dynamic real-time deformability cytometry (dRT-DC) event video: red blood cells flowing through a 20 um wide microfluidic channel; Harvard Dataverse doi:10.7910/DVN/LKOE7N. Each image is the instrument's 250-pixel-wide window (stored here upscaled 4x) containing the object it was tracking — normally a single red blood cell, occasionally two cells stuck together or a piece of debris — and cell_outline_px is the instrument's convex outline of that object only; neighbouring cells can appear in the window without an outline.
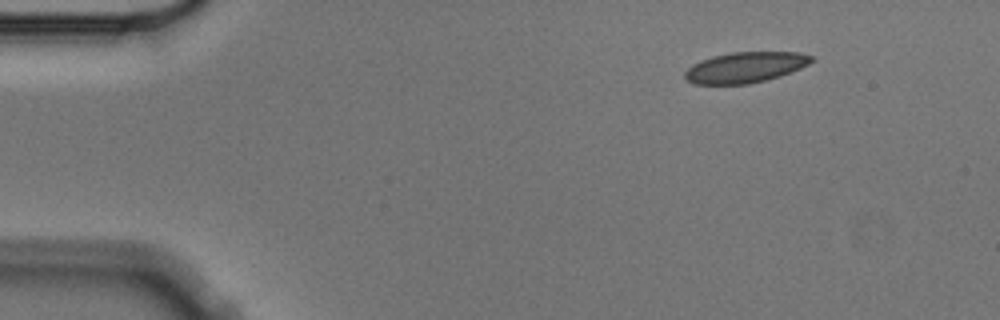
{"species": "Egyptian fruit bat (a non-hibernating species)", "species_latin": "Rousettus aegyptiacus", "temperature_condition": "cold", "stored_images_in_passage": 4, "camera_frame_rate_fps": 3000, "um_per_image_px": 0.085, "animal": {"sex": "male"}, "frame": {"image": 1, "passage_image": 1, "time_ms": 0.0, "image_size_px": [1000, 320], "cell_outline_px": [[816, 60], [800, 68], [780, 76], [768, 80], [748, 84], [692, 84], [684, 76], [684, 72], [692, 64], [700, 60], [712, 56], [732, 52], [800, 52], [812, 56]], "centroid_in_image_um": [63.35, 5.72], "position_along_channel_um": 21.7, "area_um2": 22.77}}
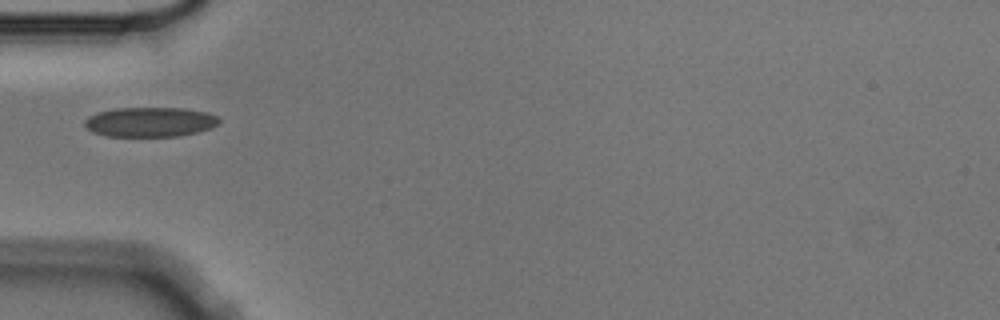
{"frame": {"image": 2, "passage_image": 4, "time_ms": 1.0, "image_size_px": [1000, 320], "cell_outline_px": [[220, 120], [212, 128], [180, 136], [104, 136], [92, 132], [84, 124], [84, 120], [88, 116], [96, 112], [112, 108], [184, 108], [208, 112], [216, 116]], "centroid_in_image_um": [12.72, 10.36], "position_along_channel_um": 72.3, "area_um2": 23.41}}